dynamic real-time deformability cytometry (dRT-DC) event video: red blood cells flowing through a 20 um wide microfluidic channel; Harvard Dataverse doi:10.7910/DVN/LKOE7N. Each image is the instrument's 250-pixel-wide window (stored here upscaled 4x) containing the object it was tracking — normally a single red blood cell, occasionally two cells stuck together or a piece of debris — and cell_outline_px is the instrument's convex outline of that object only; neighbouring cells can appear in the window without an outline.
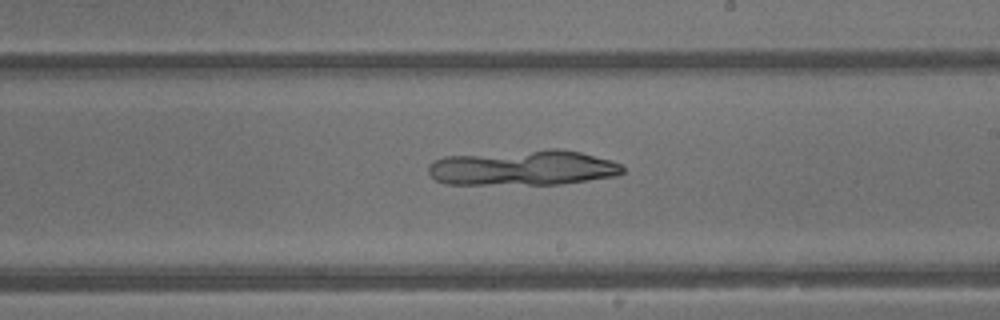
{"species": "common noctule bat (a hibernating species)", "species_latin": "Nyctalus noctula", "temperature_condition": "warm", "stored_images_in_passage": 24, "camera_frame_rate_fps": 3000, "um_per_image_px": 0.085, "animal": {"sex": "male", "body_mass_g": 13.3}, "frame": {"image": 1, "passage_image": 14, "time_ms": 4.333, "image_size_px": [1000, 320], "cell_outline_px": [[624, 172], [616, 176], [560, 184], [444, 184], [436, 180], [428, 172], [428, 164], [432, 160], [444, 156], [548, 148], [560, 148], [580, 152], [612, 160], [620, 164], [624, 168]], "centroid_in_image_um": [44.44, 14.25], "position_along_channel_um": 244.6, "area_um2": 40.46}}
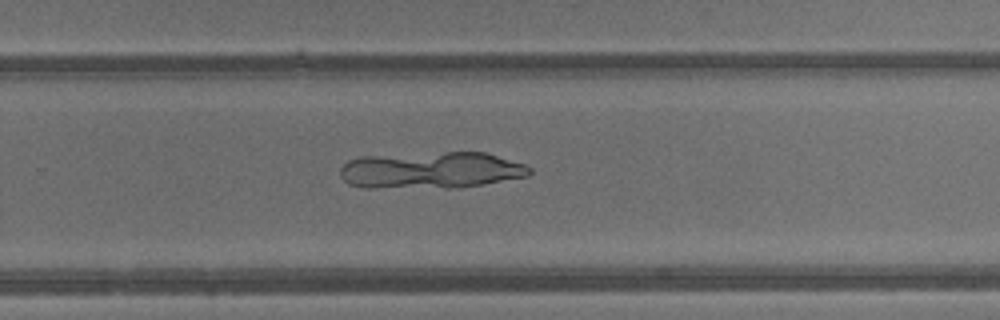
{"frame": {"image": 2, "passage_image": 17, "time_ms": 5.333, "image_size_px": [1000, 320], "cell_outline_px": [[532, 172], [528, 176], [456, 188], [364, 188], [348, 184], [340, 176], [340, 168], [348, 160], [360, 156], [448, 152], [484, 152], [524, 164], [532, 168]], "centroid_in_image_um": [36.59, 14.47], "position_along_channel_um": 293.2, "area_um2": 40.69}}